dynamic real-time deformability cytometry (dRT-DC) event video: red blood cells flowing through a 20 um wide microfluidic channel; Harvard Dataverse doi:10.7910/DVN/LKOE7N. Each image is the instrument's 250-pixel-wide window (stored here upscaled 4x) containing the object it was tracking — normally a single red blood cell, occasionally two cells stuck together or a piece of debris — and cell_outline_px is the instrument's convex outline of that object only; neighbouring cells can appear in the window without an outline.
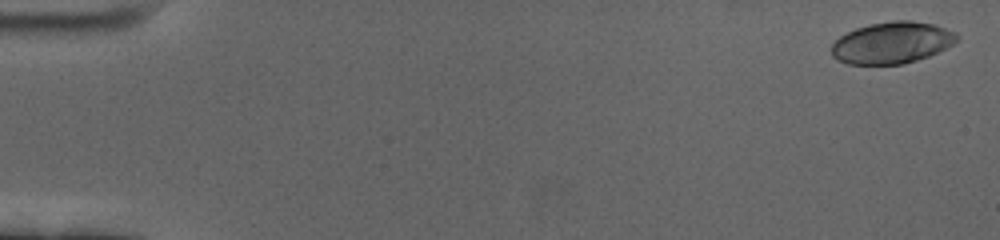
{"species": "human", "species_latin": "Homo sapiens", "temperature_condition": "cold", "stored_images_in_passage": 60, "camera_frame_rate_fps": 3000, "um_per_image_px": 0.085, "donor": {"sex": "female"}, "frame": {"image": 1, "passage_image": 2, "time_ms": 0.333, "image_size_px": [1000, 240], "cell_outline_px": [[960, 36], [952, 44], [928, 56], [904, 64], [848, 64], [832, 56], [832, 44], [840, 36], [856, 28], [872, 24], [896, 20], [912, 20], [932, 24], [956, 32]], "centroid_in_image_um": [75.82, 3.63], "position_along_channel_um": 9.2, "area_um2": 30.06}}
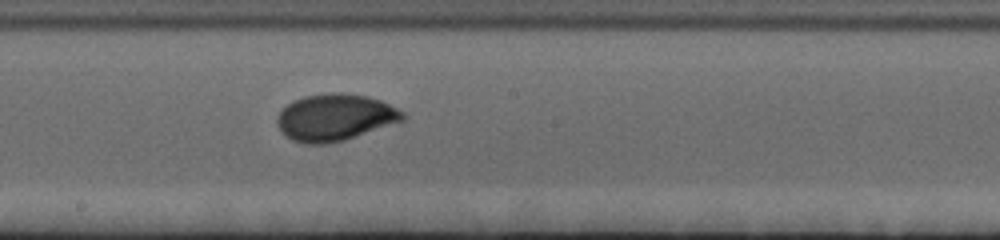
{"frame": {"image": 2, "passage_image": 34, "time_ms": 11.0, "image_size_px": [1000, 240], "cell_outline_px": [[404, 120], [344, 140], [324, 144], [304, 144], [292, 140], [280, 128], [276, 120], [280, 112], [292, 100], [304, 96], [332, 92], [336, 92], [368, 96], [380, 100], [404, 112]], "centroid_in_image_um": [28.47, 9.97], "position_along_channel_um": 219.7, "area_um2": 33.87}}
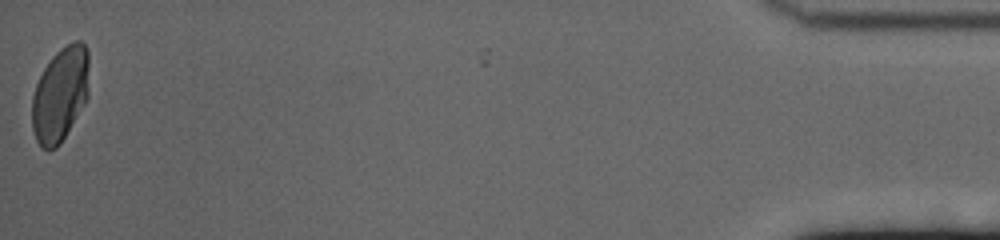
{"frame": {"image": 3, "passage_image": 60, "time_ms": 19.667, "image_size_px": [1000, 240], "cell_outline_px": [[88, 96], [84, 104], [60, 144], [56, 148], [44, 148], [36, 140], [32, 128], [32, 96], [36, 84], [44, 68], [52, 56], [60, 48], [72, 40], [80, 40], [84, 44], [88, 52]], "centroid_in_image_um": [5.12, 7.98], "position_along_channel_um": 430.1, "area_um2": 31.33}, "authors_computed_cell_mechanics": {"area_um2": 31.5588, "velocity_mm_per_s": 3.4377, "shape_relaxation_time_tau1_ms": 3.777, "shape_relaxation_time_tau2_ms": null, "deformation_change_tau1": 0.1694, "deformation_change_tau2": null}}